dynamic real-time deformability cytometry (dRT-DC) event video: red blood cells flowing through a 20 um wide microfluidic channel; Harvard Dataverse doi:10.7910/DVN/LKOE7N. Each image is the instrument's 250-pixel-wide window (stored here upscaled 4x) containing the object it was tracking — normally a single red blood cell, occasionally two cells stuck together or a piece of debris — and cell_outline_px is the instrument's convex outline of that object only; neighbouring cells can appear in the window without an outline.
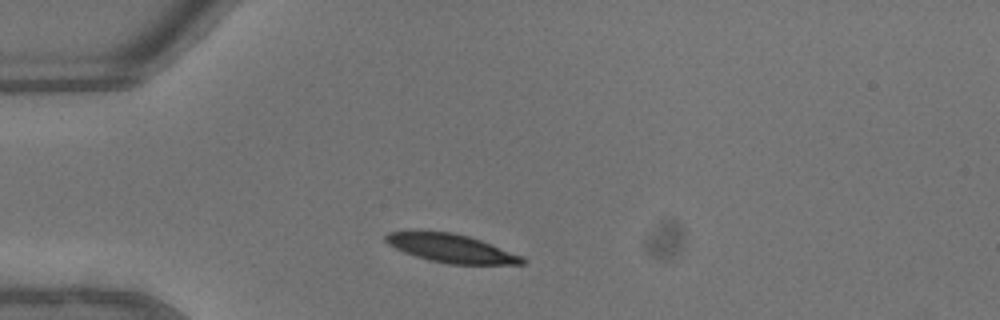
{"species": "common noctule bat (a hibernating species)", "species_latin": "Nyctalus noctula", "temperature_condition": "warm", "stored_images_in_passage": 26, "camera_frame_rate_fps": 3000, "um_per_image_px": 0.085, "animal": {"sex": "male", "body_mass_g": 13.3}, "frame": {"image": 1, "passage_image": 1, "time_ms": 0.0, "image_size_px": [1000, 320], "cell_outline_px": [[528, 260], [524, 264], [448, 264], [428, 260], [404, 252], [388, 244], [384, 240], [384, 236], [388, 232], [452, 232], [468, 236], [480, 240], [524, 256]], "centroid_in_image_um": [38.4, 21.12], "position_along_channel_um": 46.6, "area_um2": 22.43}}
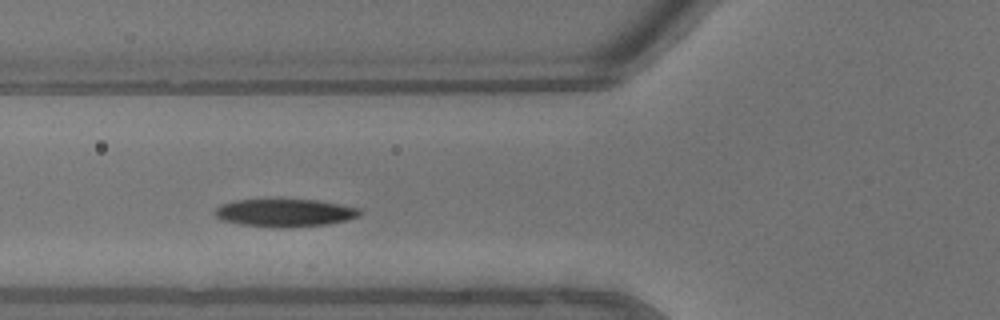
{"frame": {"image": 2, "passage_image": 6, "time_ms": 1.667, "image_size_px": [1000, 320], "cell_outline_px": [[364, 212], [360, 216], [348, 220], [328, 224], [288, 228], [272, 228], [240, 224], [220, 220], [212, 212], [220, 204], [236, 200], [320, 200], [360, 208]], "centroid_in_image_um": [24.23, 18.1], "position_along_channel_um": 101.6, "area_um2": 23.87}}
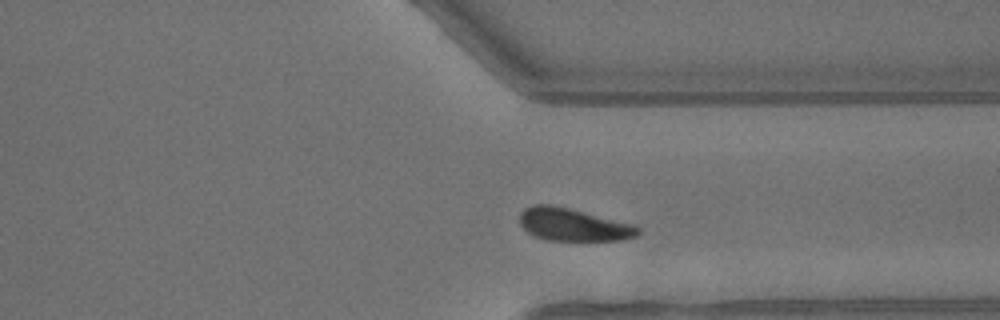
{"frame": {"image": 3, "passage_image": 23, "time_ms": 7.333, "image_size_px": [1000, 320], "cell_outline_px": [[640, 232], [636, 236], [624, 240], [548, 240], [536, 236], [528, 232], [520, 224], [520, 212], [524, 208], [532, 204], [552, 204], [636, 224], [640, 228]], "centroid_in_image_um": [48.75, 19.08], "position_along_channel_um": 362.7, "area_um2": 22.66}, "authors_computed_cell_mechanics": {"area_um2": 24.3338, "velocity_mm_per_s": 4.6122, "shape_relaxation_time_tau1_ms": 1.7924, "shape_relaxation_time_tau2_ms": null, "deformation_change_tau1": 0.1073, "deformation_change_tau2": null}}